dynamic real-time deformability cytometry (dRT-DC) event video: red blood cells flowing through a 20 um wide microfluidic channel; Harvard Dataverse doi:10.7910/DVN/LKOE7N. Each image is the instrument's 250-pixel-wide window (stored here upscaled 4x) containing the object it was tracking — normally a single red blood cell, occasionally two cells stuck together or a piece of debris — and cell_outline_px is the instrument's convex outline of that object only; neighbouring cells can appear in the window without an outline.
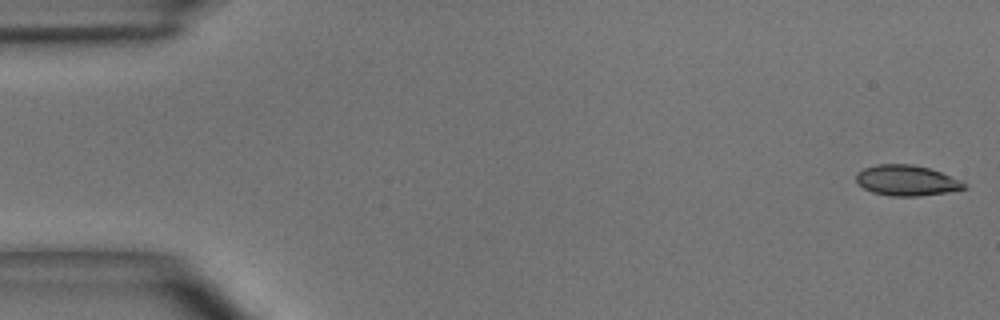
{"species": "common noctule bat (a hibernating species)", "species_latin": "Nyctalus noctula", "temperature_condition": "room temperature", "stored_images_in_passage": 49, "camera_frame_rate_fps": 3000, "um_per_image_px": 0.085, "animal": {"sex": "male", "body_mass_g": 15.6}, "frame": {"image": 1, "passage_image": 1, "time_ms": 0.0, "image_size_px": [1000, 320], "cell_outline_px": [[968, 188], [920, 196], [892, 196], [872, 192], [864, 188], [856, 180], [856, 172], [864, 168], [876, 164], [912, 164], [928, 168], [940, 172], [960, 180], [968, 184]], "centroid_in_image_um": [77.06, 15.33], "position_along_channel_um": 7.9, "area_um2": 19.13}}
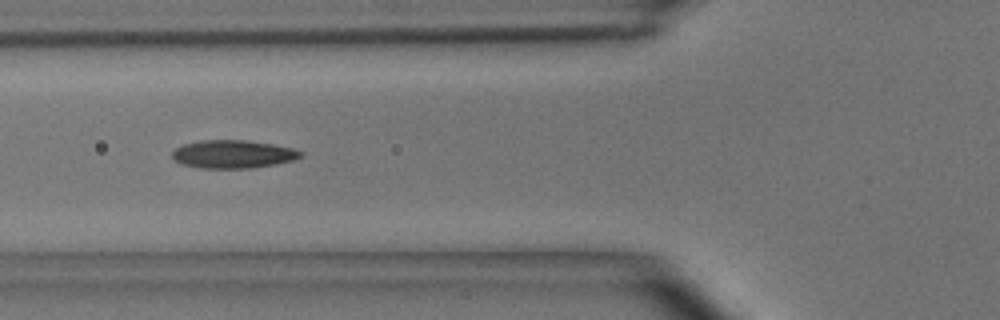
{"frame": {"image": 2, "passage_image": 18, "time_ms": 5.667, "image_size_px": [1000, 320], "cell_outline_px": [[304, 156], [292, 160], [276, 164], [248, 168], [200, 168], [180, 164], [172, 160], [172, 152], [176, 148], [184, 144], [200, 140], [244, 140], [272, 144], [292, 148], [300, 152]], "centroid_in_image_um": [19.75, 13.11], "position_along_channel_um": 106.1, "area_um2": 20.98}}
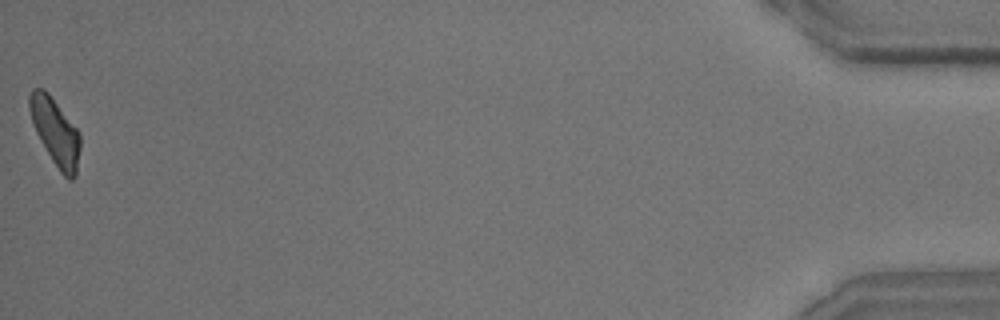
{"frame": {"image": 3, "passage_image": 49, "time_ms": 16.0, "image_size_px": [1000, 320], "cell_outline_px": [[80, 148], [76, 176], [72, 180], [68, 180], [60, 172], [52, 160], [40, 140], [32, 124], [28, 108], [28, 96], [32, 88], [44, 88], [48, 92], [80, 132]], "centroid_in_image_um": [4.69, 11.19], "position_along_channel_um": 430.5, "area_um2": 20.0}, "authors_computed_cell_mechanics": {"area_um2": 20.0566, "velocity_mm_per_s": 4.065, "shape_relaxation_time_tau1_ms": 3.2601, "shape_relaxation_time_tau2_ms": 2.7711, "deformation_change_tau1": 0.147, "deformation_change_tau2": 0.1142}}